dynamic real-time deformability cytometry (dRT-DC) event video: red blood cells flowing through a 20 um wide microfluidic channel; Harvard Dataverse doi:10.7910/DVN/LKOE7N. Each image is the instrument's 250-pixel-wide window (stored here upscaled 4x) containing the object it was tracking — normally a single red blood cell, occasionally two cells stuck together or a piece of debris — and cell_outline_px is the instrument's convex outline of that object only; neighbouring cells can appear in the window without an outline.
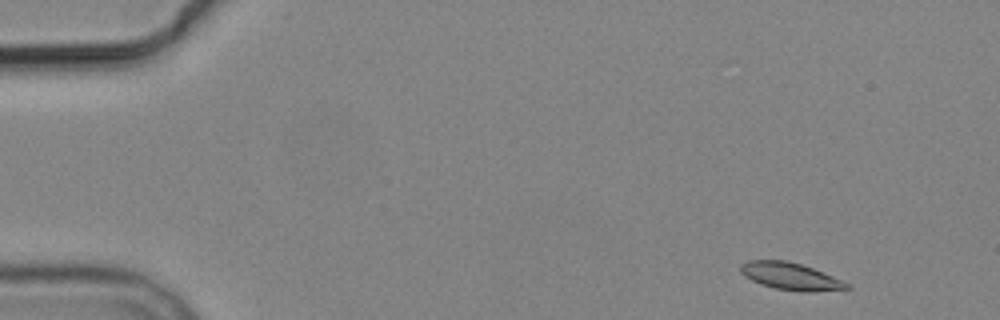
{"species": "common noctule bat (a hibernating species)", "species_latin": "Nyctalus noctula", "temperature_condition": "cold", "stored_images_in_passage": 8, "camera_frame_rate_fps": 3000, "um_per_image_px": 0.085, "animal": {"sex": "male", "body_mass_g": 19.2, "forearm_length_mm": 51.8}, "frame": {"image": 1, "passage_image": 1, "time_ms": 0.0, "image_size_px": [1000, 320], "cell_outline_px": [[852, 288], [808, 292], [800, 292], [776, 288], [760, 284], [744, 276], [740, 272], [740, 264], [748, 260], [788, 260], [812, 268], [832, 276], [848, 284]], "centroid_in_image_um": [67.14, 23.48], "position_along_channel_um": 17.9, "area_um2": 16.7}}
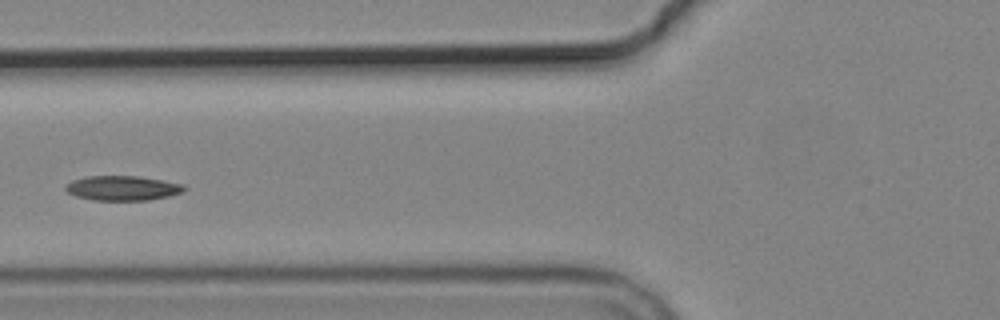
{"frame": {"image": 2, "passage_image": 6, "time_ms": 5.667, "image_size_px": [1000, 320], "cell_outline_px": [[188, 188], [184, 192], [168, 196], [148, 200], [92, 200], [76, 196], [68, 192], [64, 188], [64, 184], [72, 180], [88, 176], [136, 176], [184, 184]], "centroid_in_image_um": [10.41, 15.99], "position_along_channel_um": 115.4, "area_um2": 17.11}}
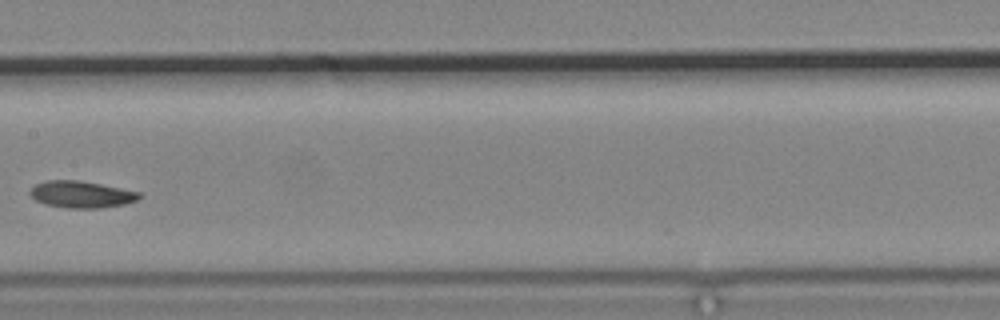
{"frame": {"image": 3, "passage_image": 8, "time_ms": 8.0, "image_size_px": [1000, 320], "cell_outline_px": [[140, 196], [136, 200], [124, 204], [100, 208], [68, 208], [44, 204], [36, 200], [28, 192], [36, 184], [48, 180], [76, 180], [100, 184], [140, 192]], "centroid_in_image_um": [6.89, 16.53], "position_along_channel_um": 200.5, "area_um2": 16.82}}